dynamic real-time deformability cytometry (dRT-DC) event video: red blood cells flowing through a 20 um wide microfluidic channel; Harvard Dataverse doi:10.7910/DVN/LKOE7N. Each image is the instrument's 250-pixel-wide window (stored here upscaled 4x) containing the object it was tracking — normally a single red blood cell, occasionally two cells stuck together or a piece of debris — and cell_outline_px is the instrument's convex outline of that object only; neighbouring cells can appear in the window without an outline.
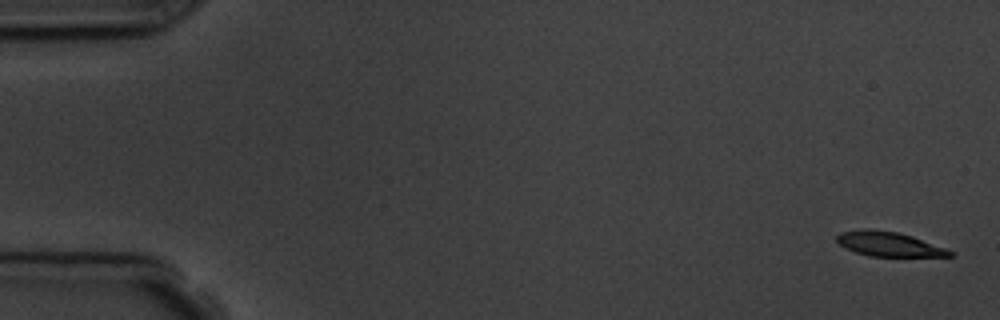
{"species": "common noctule bat (a hibernating species)", "species_latin": "Nyctalus noctula", "temperature_condition": "room temperature", "stored_images_in_passage": 6, "camera_frame_rate_fps": 3000, "um_per_image_px": 0.085, "animal": {"sex": "male", "body_mass_g": 19.5, "forearm_length_mm": 54.6}, "frame": {"image": 1, "passage_image": 1, "time_ms": 0.0, "image_size_px": [1000, 320], "cell_outline_px": [[952, 256], [868, 256], [844, 248], [836, 240], [836, 236], [840, 232], [864, 228], [900, 232], [912, 236], [944, 248], [952, 252]], "centroid_in_image_um": [75.47, 20.73], "position_along_channel_um": 9.5, "area_um2": 16.01}}
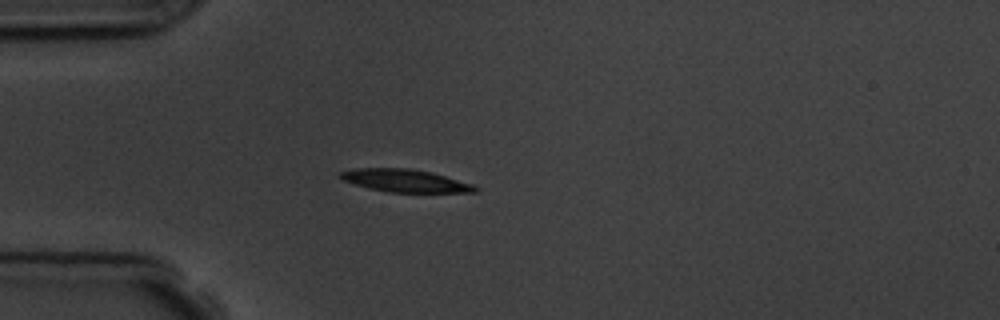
{"frame": {"image": 2, "passage_image": 5, "time_ms": 4.667, "image_size_px": [1000, 320], "cell_outline_px": [[480, 188], [476, 192], [388, 192], [368, 188], [344, 180], [336, 176], [340, 172], [356, 168], [408, 168], [432, 172], [472, 184]], "centroid_in_image_um": [34.43, 15.35], "position_along_channel_um": 50.6, "area_um2": 17.74}}